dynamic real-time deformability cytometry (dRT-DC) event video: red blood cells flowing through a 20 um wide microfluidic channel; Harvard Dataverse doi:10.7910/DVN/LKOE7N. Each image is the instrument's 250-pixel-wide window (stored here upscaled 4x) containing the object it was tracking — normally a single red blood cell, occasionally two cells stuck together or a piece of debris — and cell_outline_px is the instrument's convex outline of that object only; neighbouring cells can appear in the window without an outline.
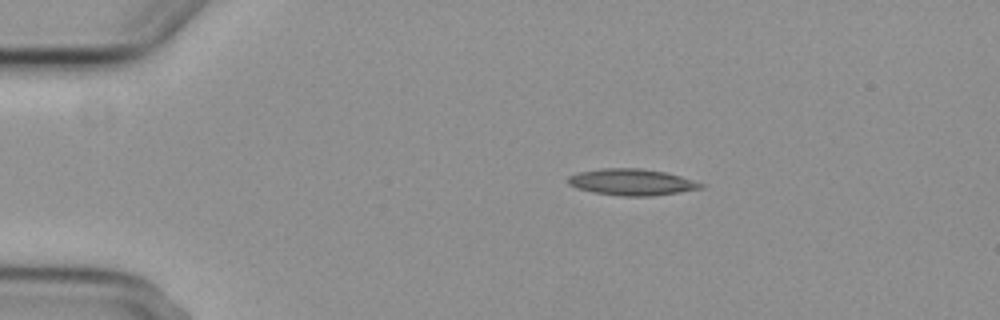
{"species": "common noctule bat (a hibernating species)", "species_latin": "Nyctalus noctula", "temperature_condition": "cold", "stored_images_in_passage": 2, "camera_frame_rate_fps": 3000, "um_per_image_px": 0.085, "animal": {"sex": "female", "body_mass_g": 29.2, "forearm_length_mm": 56.3}, "frame": {"image": 1, "passage_image": 1, "time_ms": 0.0, "image_size_px": [1000, 320], "cell_outline_px": [[704, 188], [680, 192], [652, 196], [620, 196], [592, 192], [576, 188], [568, 184], [568, 176], [580, 172], [604, 168], [640, 168], [664, 172], [680, 176], [704, 184]], "centroid_in_image_um": [53.69, 15.49], "position_along_channel_um": 31.3, "area_um2": 20.4}}